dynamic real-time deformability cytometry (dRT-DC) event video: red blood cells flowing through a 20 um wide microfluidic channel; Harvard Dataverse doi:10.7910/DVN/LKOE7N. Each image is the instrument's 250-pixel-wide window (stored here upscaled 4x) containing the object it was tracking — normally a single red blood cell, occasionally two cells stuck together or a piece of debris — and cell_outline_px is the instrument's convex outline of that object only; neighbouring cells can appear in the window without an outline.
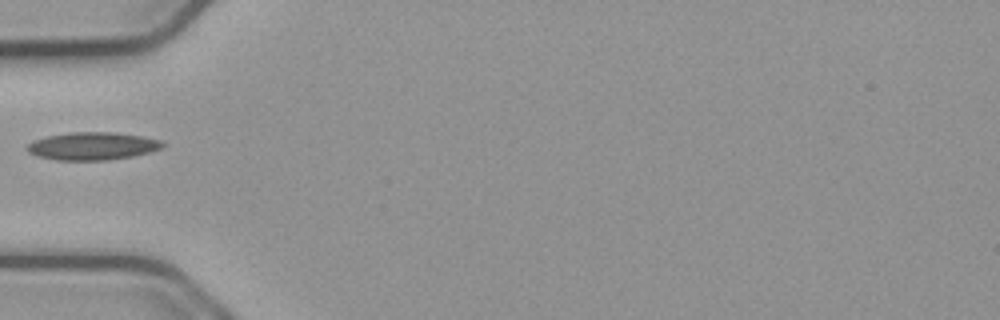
{"species": "common noctule bat (a hibernating species)", "species_latin": "Nyctalus noctula", "temperature_condition": "cold", "stored_images_in_passage": 29, "camera_frame_rate_fps": 3000, "um_per_image_px": 0.085, "animal": {"sex": "male", "body_mass_g": 23.1, "forearm_length_mm": 52.7}, "frame": {"image": 1, "passage_image": 1, "time_ms": 0.0, "image_size_px": [1000, 320], "cell_outline_px": [[164, 144], [160, 148], [148, 152], [132, 156], [104, 160], [56, 160], [40, 156], [28, 152], [28, 144], [32, 140], [48, 136], [68, 132], [112, 132], [144, 136], [164, 140]], "centroid_in_image_um": [7.88, 12.4], "position_along_channel_um": 77.1, "area_um2": 21.79}}
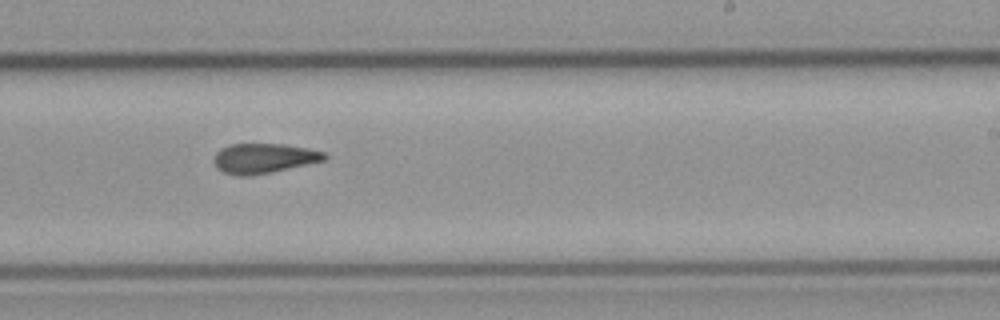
{"frame": {"image": 2, "passage_image": 16, "time_ms": 5.0, "image_size_px": [1000, 320], "cell_outline_px": [[328, 160], [272, 172], [252, 176], [236, 176], [224, 172], [216, 168], [212, 160], [216, 152], [220, 148], [228, 144], [284, 144], [308, 148], [324, 152], [328, 156]], "centroid_in_image_um": [22.42, 13.46], "position_along_channel_um": 266.6, "area_um2": 19.65}}
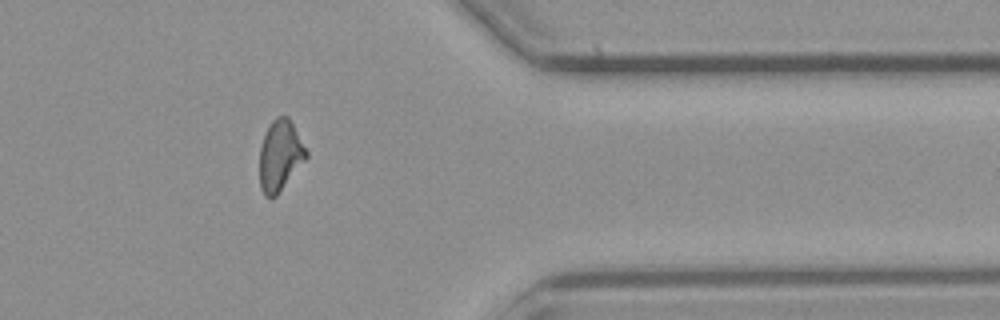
{"frame": {"image": 3, "passage_image": 27, "time_ms": 8.667, "image_size_px": [1000, 320], "cell_outline_px": [[308, 156], [276, 196], [264, 196], [260, 188], [260, 148], [264, 136], [272, 120], [276, 116], [288, 116], [308, 152]], "centroid_in_image_um": [23.8, 13.22], "position_along_channel_um": 387.6, "area_um2": 18.9}}